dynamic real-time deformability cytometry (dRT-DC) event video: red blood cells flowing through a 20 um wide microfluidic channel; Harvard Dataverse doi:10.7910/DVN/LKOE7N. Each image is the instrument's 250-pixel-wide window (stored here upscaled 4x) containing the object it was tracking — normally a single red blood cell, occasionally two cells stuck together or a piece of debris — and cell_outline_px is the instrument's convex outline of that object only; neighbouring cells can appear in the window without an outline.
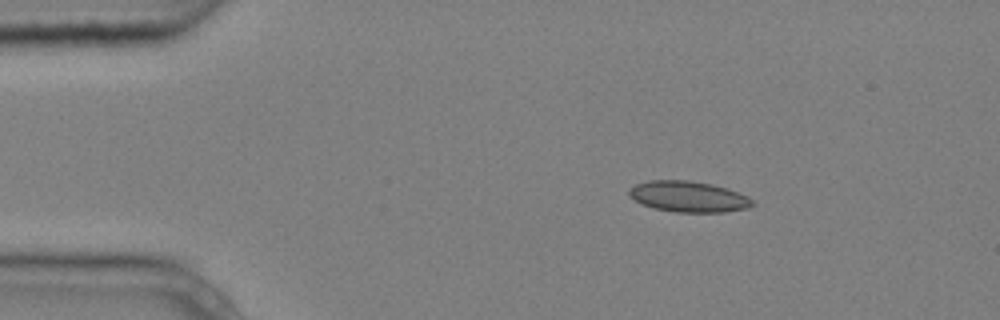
{"species": "common noctule bat (a hibernating species)", "species_latin": "Nyctalus noctula", "temperature_condition": "cold", "stored_images_in_passage": 3, "camera_frame_rate_fps": 3000, "um_per_image_px": 0.085, "animal": {"sex": "male", "body_mass_g": 20.4}, "frame": {"image": 1, "passage_image": 3, "time_ms": 0.667, "image_size_px": [1000, 320], "cell_outline_px": [[756, 204], [748, 208], [724, 212], [676, 212], [652, 208], [640, 204], [628, 196], [628, 188], [636, 184], [648, 180], [688, 180], [712, 184], [728, 188], [748, 196]], "centroid_in_image_um": [58.49, 16.71], "position_along_channel_um": 26.5, "area_um2": 22.54}}